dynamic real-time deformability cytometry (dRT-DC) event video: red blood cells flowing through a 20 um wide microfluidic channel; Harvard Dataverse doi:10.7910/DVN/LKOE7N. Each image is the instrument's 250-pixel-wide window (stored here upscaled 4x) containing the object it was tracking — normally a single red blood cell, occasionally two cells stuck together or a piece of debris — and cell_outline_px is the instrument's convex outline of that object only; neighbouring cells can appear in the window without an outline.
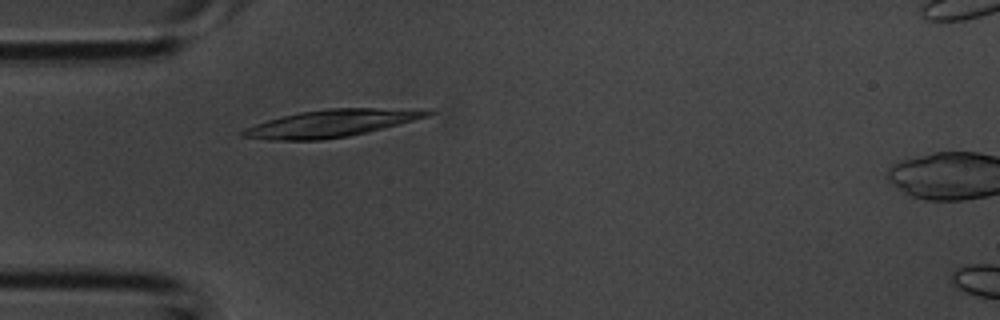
{"species": "common noctule bat (a hibernating species)", "species_latin": "Nyctalus noctula", "temperature_condition": "room temperature", "stored_images_in_passage": 1, "camera_frame_rate_fps": 3000, "um_per_image_px": 0.085, "animal": {"sex": "male", "body_mass_g": 20.1, "forearm_length_mm": 53.5}, "frame": {"image": 1, "passage_image": 1, "time_ms": 0.0, "image_size_px": [1000, 320], "cell_outline_px": [[436, 112], [428, 116], [348, 136], [320, 140], [268, 140], [240, 136], [236, 132], [244, 128], [280, 116], [300, 112], [328, 108], [436, 108]], "centroid_in_image_um": [28.16, 10.46], "position_along_channel_um": 56.8, "area_um2": 29.48}}